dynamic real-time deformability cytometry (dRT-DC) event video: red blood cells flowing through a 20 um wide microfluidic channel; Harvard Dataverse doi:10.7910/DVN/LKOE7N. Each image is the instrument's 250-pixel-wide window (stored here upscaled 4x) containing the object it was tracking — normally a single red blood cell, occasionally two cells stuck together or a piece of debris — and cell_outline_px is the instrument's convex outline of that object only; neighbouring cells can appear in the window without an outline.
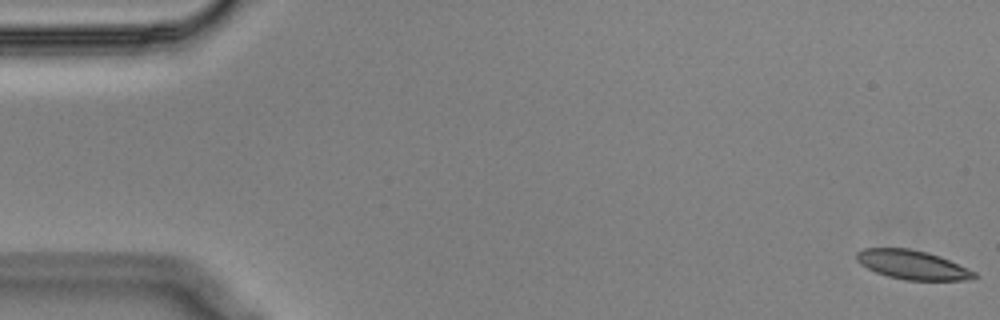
{"species": "Egyptian fruit bat (a non-hibernating species)", "species_latin": "Rousettus aegyptiacus", "temperature_condition": "cold", "stored_images_in_passage": 57, "camera_frame_rate_fps": 3000, "um_per_image_px": 0.085, "animal": {"sex": "male"}, "frame": {"image": 1, "passage_image": 1, "time_ms": 0.0, "image_size_px": [1000, 320], "cell_outline_px": [[976, 276], [972, 280], [904, 280], [888, 276], [876, 272], [860, 264], [856, 260], [856, 252], [864, 248], [908, 248], [928, 252], [940, 256], [976, 272]], "centroid_in_image_um": [77.54, 22.5], "position_along_channel_um": 7.5, "area_um2": 19.94}}
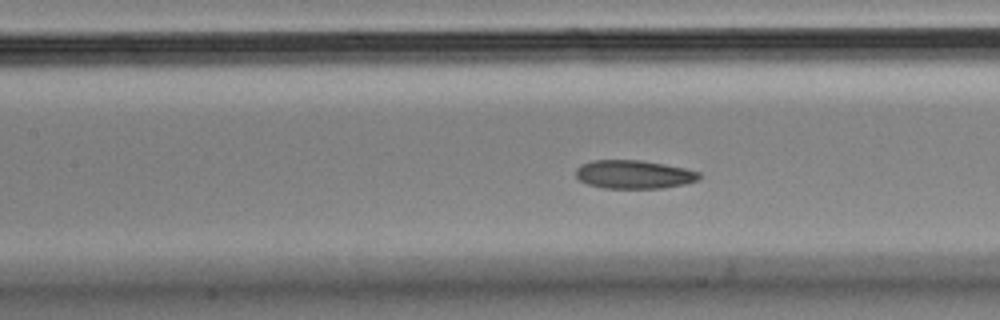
{"frame": {"image": 2, "passage_image": 25, "time_ms": 8.0, "image_size_px": [1000, 320], "cell_outline_px": [[700, 176], [696, 180], [684, 184], [660, 188], [604, 188], [588, 184], [580, 180], [576, 176], [576, 168], [580, 164], [592, 160], [640, 160], [664, 164], [684, 168], [700, 172]], "centroid_in_image_um": [53.84, 14.82], "position_along_channel_um": 153.6, "area_um2": 20.35}}
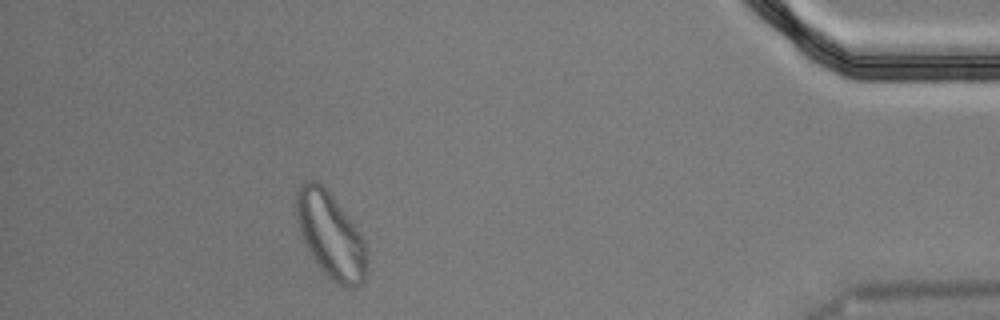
{"frame": {"image": 3, "passage_image": 51, "time_ms": 16.667, "image_size_px": [1000, 320], "cell_outline_px": [[364, 280], [360, 284], [352, 288], [344, 288], [332, 280], [320, 268], [312, 256], [300, 232], [296, 216], [296, 188], [300, 184], [308, 180], [320, 180], [360, 232], [364, 244]], "centroid_in_image_um": [28.05, 19.94], "position_along_channel_um": 407.2, "area_um2": 34.56}, "authors_computed_cell_mechanics": {"area_um2": 20.9814, "velocity_mm_per_s": 3.5379, "shape_relaxation_time_tau1_ms": null, "shape_relaxation_time_tau2_ms": 6.0305, "deformation_change_tau1": null, "deformation_change_tau2": 0.1067}}